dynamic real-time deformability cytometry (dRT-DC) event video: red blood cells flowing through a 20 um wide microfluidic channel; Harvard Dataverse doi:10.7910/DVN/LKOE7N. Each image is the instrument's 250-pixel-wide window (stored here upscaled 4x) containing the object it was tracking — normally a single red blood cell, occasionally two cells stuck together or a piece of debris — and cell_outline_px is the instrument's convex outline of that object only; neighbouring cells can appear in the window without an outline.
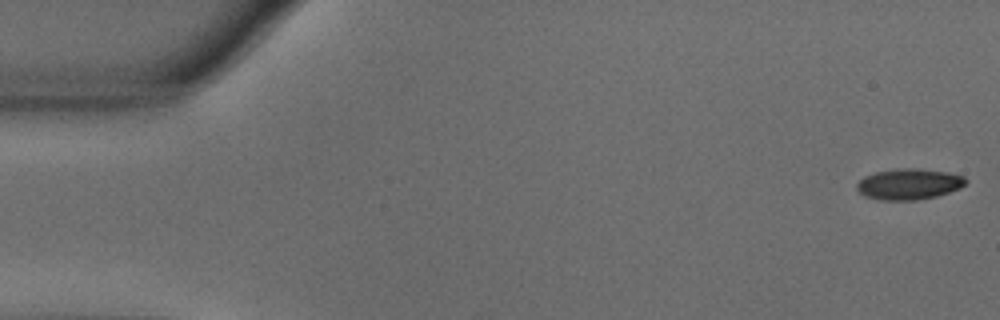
{"species": "common noctule bat (a hibernating species)", "species_latin": "Nyctalus noctula", "temperature_condition": "warm", "stored_images_in_passage": 55, "camera_frame_rate_fps": 3000, "um_per_image_px": 0.085, "animal": {"sex": "male", "body_mass_g": 18.8}, "frame": {"image": 1, "passage_image": 1, "time_ms": 0.0, "image_size_px": [1000, 320], "cell_outline_px": [[968, 180], [960, 188], [936, 196], [916, 200], [884, 200], [864, 196], [856, 188], [856, 184], [864, 176], [876, 172], [900, 168], [912, 168], [948, 172], [964, 176]], "centroid_in_image_um": [77.25, 15.64], "position_along_channel_um": 7.7, "area_um2": 19.48}}
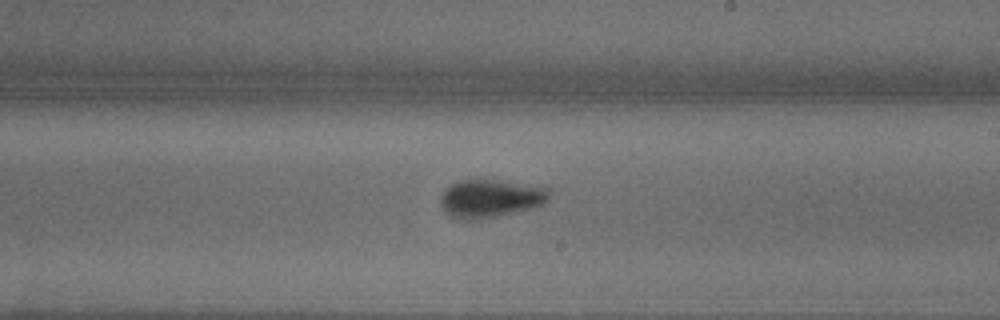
{"frame": {"image": 2, "passage_image": 32, "time_ms": 10.333, "image_size_px": [1000, 320], "cell_outline_px": [[552, 188], [548, 200], [544, 204], [532, 208], [496, 216], [468, 220], [452, 216], [440, 204], [440, 196], [444, 188], [460, 180], [492, 176]], "centroid_in_image_um": [41.75, 16.77], "position_along_channel_um": 247.2, "area_um2": 25.09}}
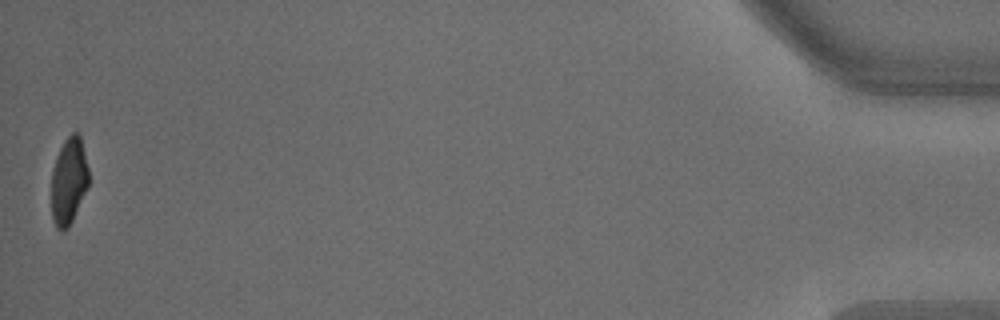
{"frame": {"image": 3, "passage_image": 55, "time_ms": 18.0, "image_size_px": [1000, 320], "cell_outline_px": [[88, 188], [68, 228], [64, 232], [60, 232], [56, 228], [52, 220], [52, 168], [56, 156], [64, 140], [72, 132], [80, 132], [88, 168]], "centroid_in_image_um": [5.84, 15.38], "position_along_channel_um": 429.4, "area_um2": 19.13}, "authors_computed_cell_mechanics": {"area_um2": 21.1548, "velocity_mm_per_s": 3.6139, "shape_relaxation_time_tau1_ms": 3.2482, "shape_relaxation_time_tau2_ms": null, "deformation_change_tau1": 0.1387, "deformation_change_tau2": null}}